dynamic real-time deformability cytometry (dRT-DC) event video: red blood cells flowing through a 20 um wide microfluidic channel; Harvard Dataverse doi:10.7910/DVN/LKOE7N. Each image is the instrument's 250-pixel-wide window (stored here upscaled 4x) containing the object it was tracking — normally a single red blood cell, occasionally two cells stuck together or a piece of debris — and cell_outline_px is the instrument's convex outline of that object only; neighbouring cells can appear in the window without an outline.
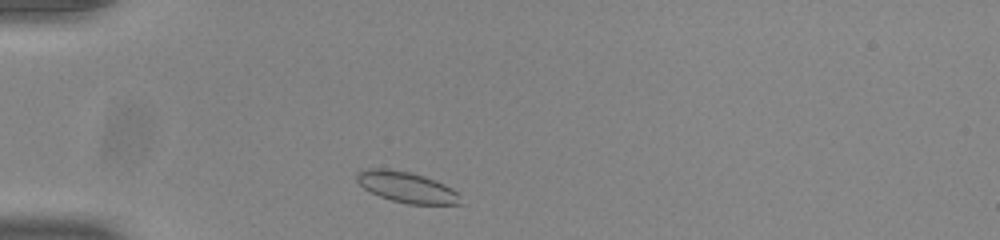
{"species": "common noctule bat (a hibernating species)", "species_latin": "Nyctalus noctula", "temperature_condition": "room temperature", "stored_images_in_passage": 34, "camera_frame_rate_fps": 3000, "um_per_image_px": 0.085, "animal": {"sex": "male", "body_mass_g": 20.0, "forearm_length_mm": 53.3}, "frame": {"image": 1, "passage_image": 2, "time_ms": 0.333, "image_size_px": [1000, 240], "cell_outline_px": [[460, 204], [408, 204], [392, 200], [380, 196], [364, 188], [356, 180], [356, 176], [360, 172], [368, 168], [384, 168], [408, 172], [424, 176], [444, 184], [452, 188], [456, 192]], "centroid_in_image_um": [34.54, 15.9], "position_along_channel_um": 50.5, "area_um2": 18.15}}
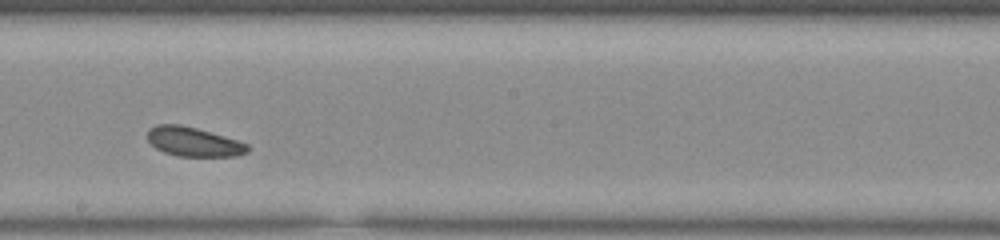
{"frame": {"image": 2, "passage_image": 18, "time_ms": 5.667, "image_size_px": [1000, 240], "cell_outline_px": [[252, 148], [248, 152], [236, 156], [176, 156], [164, 152], [156, 148], [148, 140], [148, 128], [156, 124], [180, 124], [196, 128], [224, 136], [248, 144]], "centroid_in_image_um": [16.45, 12.05], "position_along_channel_um": 231.7, "area_um2": 17.11}}
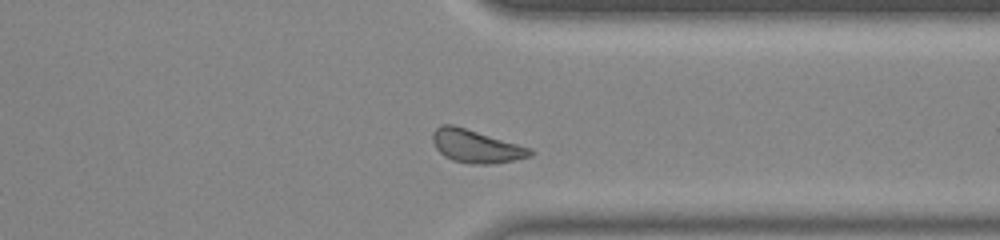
{"frame": {"image": 3, "passage_image": 29, "time_ms": 9.333, "image_size_px": [1000, 240], "cell_outline_px": [[532, 156], [492, 164], [472, 164], [452, 160], [444, 156], [436, 148], [432, 140], [432, 132], [440, 124], [452, 124], [532, 148]], "centroid_in_image_um": [40.44, 12.43], "position_along_channel_um": 371.0, "area_um2": 18.67}, "authors_computed_cell_mechanics": {"area_um2": 17.4845, "velocity_mm_per_s": 3.7923, "shape_relaxation_time_tau1_ms": 6.4079, "shape_relaxation_time_tau2_ms": 1.9785, "deformation_change_tau1": 0.1161, "deformation_change_tau2": 0.074}}